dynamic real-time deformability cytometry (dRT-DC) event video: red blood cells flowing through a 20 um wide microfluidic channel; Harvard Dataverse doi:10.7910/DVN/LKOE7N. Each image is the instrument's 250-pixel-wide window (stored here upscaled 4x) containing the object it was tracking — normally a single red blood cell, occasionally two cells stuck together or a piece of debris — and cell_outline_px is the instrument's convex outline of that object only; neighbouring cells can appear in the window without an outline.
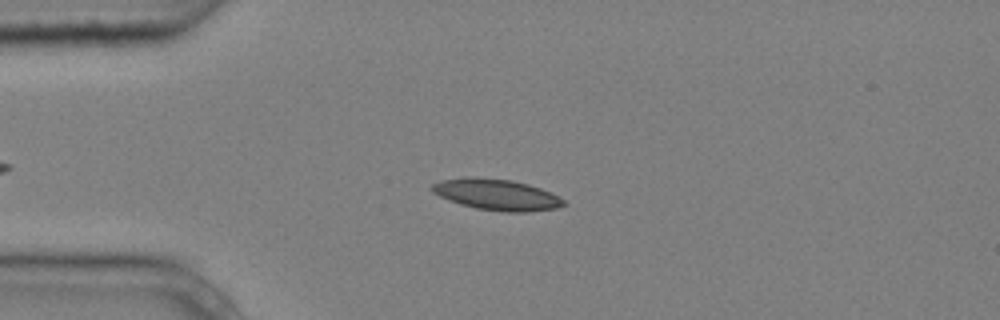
{"species": "common noctule bat (a hibernating species)", "species_latin": "Nyctalus noctula", "temperature_condition": "cold", "stored_images_in_passage": 6, "camera_frame_rate_fps": 3000, "um_per_image_px": 0.085, "animal": {"sex": "male", "body_mass_g": 20.4}, "frame": {"image": 1, "passage_image": 3, "time_ms": 0.667, "image_size_px": [1000, 320], "cell_outline_px": [[568, 204], [556, 208], [528, 212], [504, 212], [476, 208], [460, 204], [448, 200], [432, 192], [428, 188], [432, 184], [440, 180], [468, 176], [512, 180], [528, 184], [552, 192], [564, 200]], "centroid_in_image_um": [42.2, 16.54], "position_along_channel_um": 42.8, "area_um2": 24.1}}
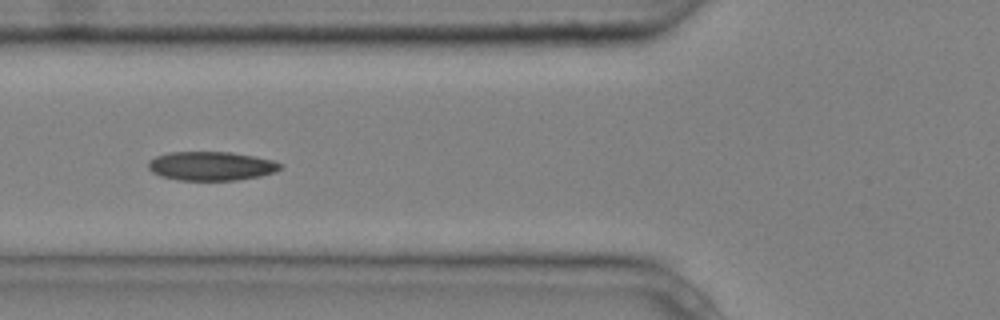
{"frame": {"image": 2, "passage_image": 5, "time_ms": 1.333, "image_size_px": [1000, 320], "cell_outline_px": [[280, 168], [276, 172], [260, 176], [236, 180], [180, 180], [160, 176], [152, 172], [148, 168], [148, 160], [156, 156], [168, 152], [232, 152], [272, 160], [280, 164]], "centroid_in_image_um": [17.91, 14.11], "position_along_channel_um": 107.9, "area_um2": 22.2}}